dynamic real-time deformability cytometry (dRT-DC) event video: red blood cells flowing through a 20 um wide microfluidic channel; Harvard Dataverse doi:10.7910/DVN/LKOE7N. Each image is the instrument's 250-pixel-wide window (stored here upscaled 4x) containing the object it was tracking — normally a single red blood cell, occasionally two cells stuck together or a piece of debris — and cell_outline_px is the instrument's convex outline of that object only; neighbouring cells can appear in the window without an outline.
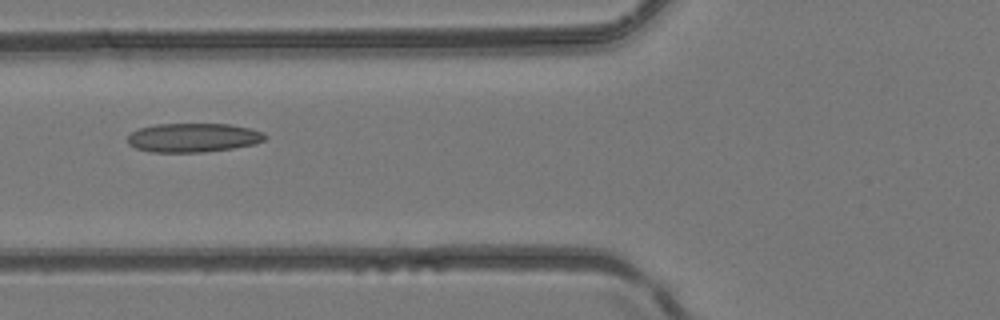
{"species": "common noctule bat (a hibernating species)", "species_latin": "Nyctalus noctula", "temperature_condition": "room temperature", "stored_images_in_passage": 6, "camera_frame_rate_fps": 3000, "um_per_image_px": 0.085, "animal": {"sex": "female", "body_mass_g": 24.6, "forearm_length_mm": 56.2}, "frame": {"image": 1, "passage_image": 6, "time_ms": 1.667, "image_size_px": [1000, 320], "cell_outline_px": [[268, 136], [264, 140], [256, 144], [232, 148], [204, 152], [148, 152], [136, 148], [128, 144], [128, 136], [132, 132], [140, 128], [156, 124], [228, 124], [252, 128], [264, 132]], "centroid_in_image_um": [16.45, 11.7], "position_along_channel_um": 109.3, "area_um2": 23.35}}